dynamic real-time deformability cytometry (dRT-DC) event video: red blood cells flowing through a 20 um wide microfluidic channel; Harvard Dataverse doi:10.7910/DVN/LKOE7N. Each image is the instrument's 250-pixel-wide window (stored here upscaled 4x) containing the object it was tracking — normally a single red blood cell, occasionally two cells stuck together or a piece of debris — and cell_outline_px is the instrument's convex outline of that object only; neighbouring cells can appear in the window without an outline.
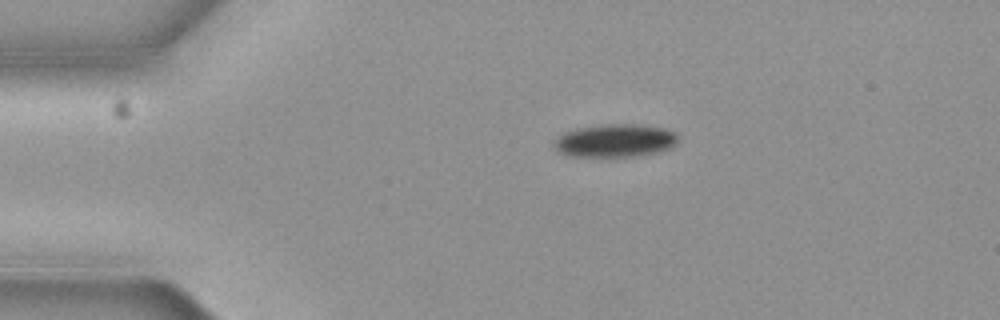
{"species": "common noctule bat (a hibernating species)", "species_latin": "Nyctalus noctula", "temperature_condition": "cold", "stored_images_in_passage": 11, "camera_frame_rate_fps": 3000, "um_per_image_px": 0.085, "animal": {"sex": "female", "body_mass_g": 19.3, "forearm_length_mm": 54.1}, "frame": {"image": 1, "passage_image": 1, "time_ms": 0.0, "image_size_px": [1000, 320], "cell_outline_px": [[676, 144], [668, 148], [656, 152], [632, 156], [568, 156], [560, 152], [552, 144], [564, 132], [576, 128], [608, 124], [636, 124], [664, 128], [676, 132]], "centroid_in_image_um": [52.27, 11.94], "position_along_channel_um": 32.7, "area_um2": 23.52}}
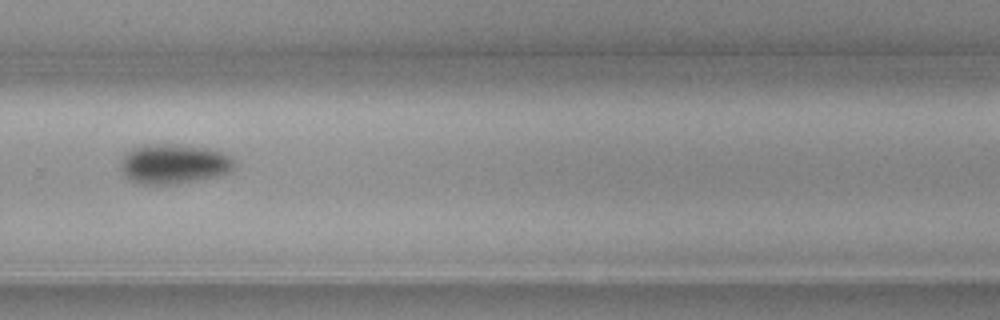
{"frame": {"image": 2, "passage_image": 8, "time_ms": 2.333, "image_size_px": [1000, 320], "cell_outline_px": [[232, 168], [224, 172], [212, 176], [172, 184], [140, 184], [132, 180], [124, 172], [120, 164], [120, 160], [132, 148], [140, 144], [180, 144], [212, 148], [228, 156], [232, 160]], "centroid_in_image_um": [14.7, 13.89], "position_along_channel_um": 315.1, "area_um2": 25.72}}
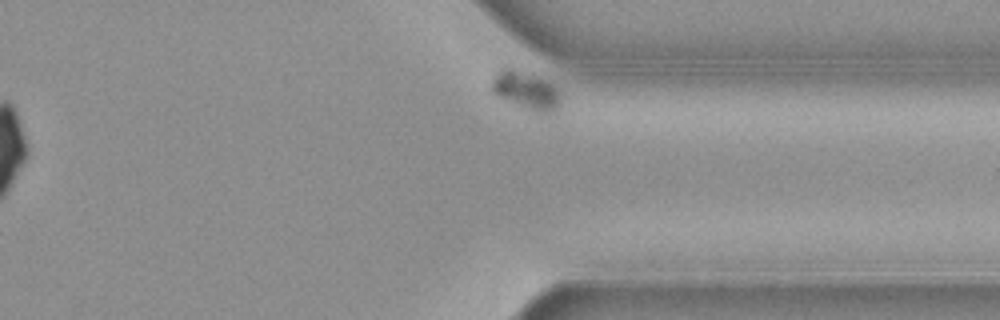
{"frame": {"image": 3, "passage_image": 11, "time_ms": 3.333, "image_size_px": [1000, 320], "cell_outline_px": [[560, 96], [556, 104], [552, 108], [544, 112], [540, 112], [516, 104], [496, 96], [492, 92], [492, 76], [504, 68], [512, 68], [540, 76], [548, 80], [556, 88]], "centroid_in_image_um": [44.63, 7.61], "position_along_channel_um": 366.8, "area_um2": 14.68}}